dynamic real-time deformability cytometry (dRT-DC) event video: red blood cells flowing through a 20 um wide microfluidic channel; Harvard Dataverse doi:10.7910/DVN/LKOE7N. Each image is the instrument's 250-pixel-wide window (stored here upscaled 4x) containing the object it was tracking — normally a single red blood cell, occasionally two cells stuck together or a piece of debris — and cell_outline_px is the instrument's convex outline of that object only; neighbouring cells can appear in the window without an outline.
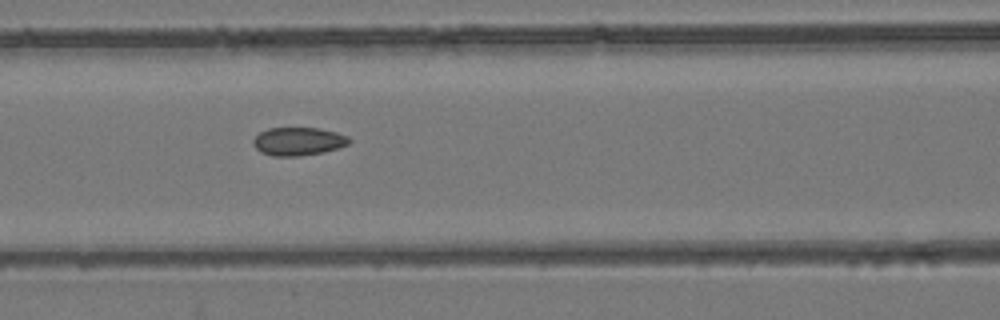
{"species": "common noctule bat (a hibernating species)", "species_latin": "Nyctalus noctula", "temperature_condition": "room temperature", "stored_images_in_passage": 5, "camera_frame_rate_fps": 3000, "um_per_image_px": 0.085, "animal": {"sex": "female", "body_mass_g": 24.6, "forearm_length_mm": 56.2}, "frame": {"image": 1, "passage_image": 4, "time_ms": 3.333, "image_size_px": [1000, 320], "cell_outline_px": [[352, 140], [348, 144], [324, 152], [300, 156], [272, 156], [260, 152], [252, 144], [252, 140], [260, 132], [268, 128], [316, 128], [336, 132], [348, 136]], "centroid_in_image_um": [25.33, 12.02], "position_along_channel_um": 141.3, "area_um2": 15.78}}
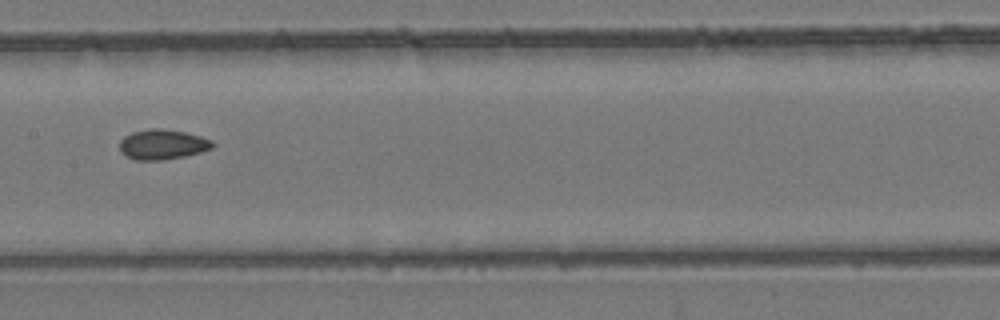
{"frame": {"image": 2, "passage_image": 5, "time_ms": 4.667, "image_size_px": [1000, 320], "cell_outline_px": [[216, 144], [212, 148], [200, 152], [184, 156], [160, 160], [136, 160], [120, 152], [120, 140], [124, 136], [132, 132], [152, 128], [160, 128], [184, 132], [200, 136], [212, 140]], "centroid_in_image_um": [13.82, 12.27], "position_along_channel_um": 193.6, "area_um2": 16.18}}